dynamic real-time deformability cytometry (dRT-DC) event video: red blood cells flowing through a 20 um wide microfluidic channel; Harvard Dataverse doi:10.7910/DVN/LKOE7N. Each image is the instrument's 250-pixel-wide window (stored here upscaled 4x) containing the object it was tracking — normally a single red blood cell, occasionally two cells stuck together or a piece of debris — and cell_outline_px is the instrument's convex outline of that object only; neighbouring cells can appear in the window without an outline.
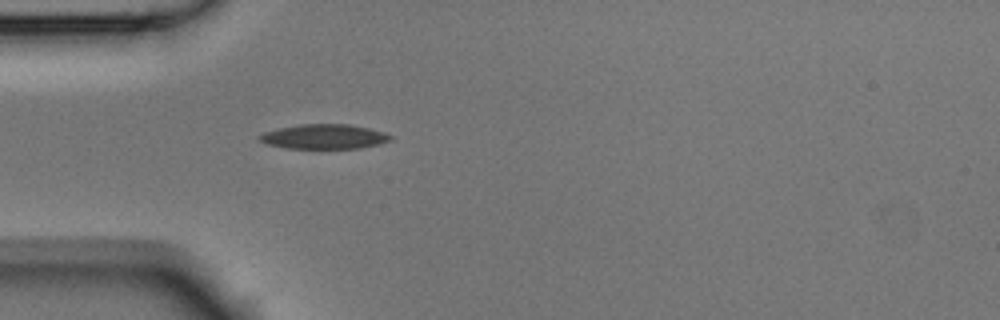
{"species": "Egyptian fruit bat (a non-hibernating species)", "species_latin": "Rousettus aegyptiacus", "temperature_condition": "room temperature", "stored_images_in_passage": 1, "camera_frame_rate_fps": 3000, "um_per_image_px": 0.085, "animal": {"sex": "male"}, "frame": {"image": 1, "passage_image": 1, "time_ms": 0.0, "image_size_px": [1000, 320], "cell_outline_px": [[392, 140], [380, 144], [360, 148], [284, 148], [268, 144], [260, 140], [256, 136], [264, 132], [280, 128], [300, 124], [348, 124], [368, 128], [384, 132], [392, 136]], "centroid_in_image_um": [27.56, 11.61], "position_along_channel_um": 57.4, "area_um2": 18.79}}